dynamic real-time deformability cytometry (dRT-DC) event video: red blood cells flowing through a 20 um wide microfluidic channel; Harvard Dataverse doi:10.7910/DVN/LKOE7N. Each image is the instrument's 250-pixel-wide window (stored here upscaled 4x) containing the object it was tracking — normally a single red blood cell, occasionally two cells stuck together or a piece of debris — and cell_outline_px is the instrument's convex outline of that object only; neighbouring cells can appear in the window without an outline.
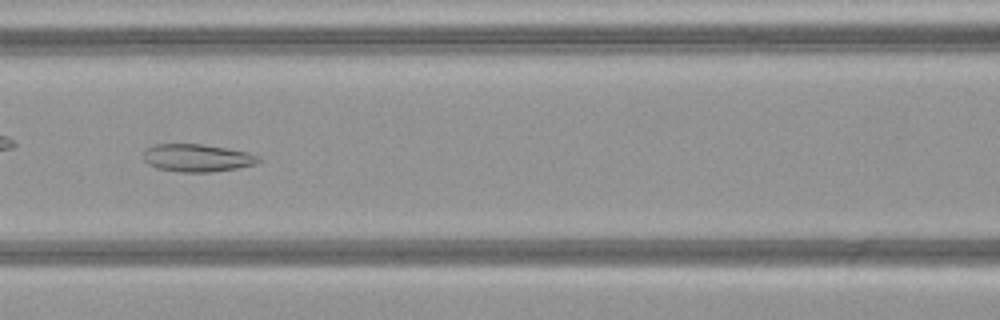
{"species": "common noctule bat (a hibernating species)", "species_latin": "Nyctalus noctula", "temperature_condition": "warm", "stored_images_in_passage": 49, "camera_frame_rate_fps": 3000, "um_per_image_px": 0.085, "animal": {"sex": "female", "body_mass_g": 21.9}, "frame": {"image": 1, "passage_image": 22, "time_ms": 7.0, "image_size_px": [1000, 320], "cell_outline_px": [[260, 160], [256, 164], [236, 168], [212, 172], [180, 172], [156, 168], [148, 164], [144, 160], [144, 152], [152, 144], [200, 144], [228, 148], [248, 152], [260, 156]], "centroid_in_image_um": [16.76, 13.42], "position_along_channel_um": 149.8, "area_um2": 18.61}}
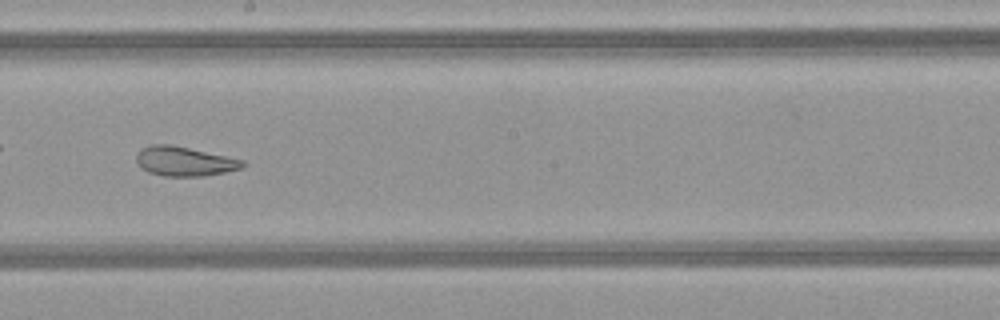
{"frame": {"image": 2, "passage_image": 28, "time_ms": 9.0, "image_size_px": [1000, 320], "cell_outline_px": [[248, 164], [244, 168], [204, 176], [164, 176], [148, 172], [140, 168], [136, 160], [136, 156], [144, 148], [152, 144], [172, 144], [244, 160]], "centroid_in_image_um": [15.71, 13.72], "position_along_channel_um": 232.5, "area_um2": 18.26}, "authors_computed_cell_mechanics": {"area_um2": 25.8366, "velocity_mm_per_s": 4.1414, "shape_relaxation_time_tau1_ms": null, "shape_relaxation_time_tau2_ms": 2.4496, "deformation_change_tau1": null, "deformation_change_tau2": 0.1007}}